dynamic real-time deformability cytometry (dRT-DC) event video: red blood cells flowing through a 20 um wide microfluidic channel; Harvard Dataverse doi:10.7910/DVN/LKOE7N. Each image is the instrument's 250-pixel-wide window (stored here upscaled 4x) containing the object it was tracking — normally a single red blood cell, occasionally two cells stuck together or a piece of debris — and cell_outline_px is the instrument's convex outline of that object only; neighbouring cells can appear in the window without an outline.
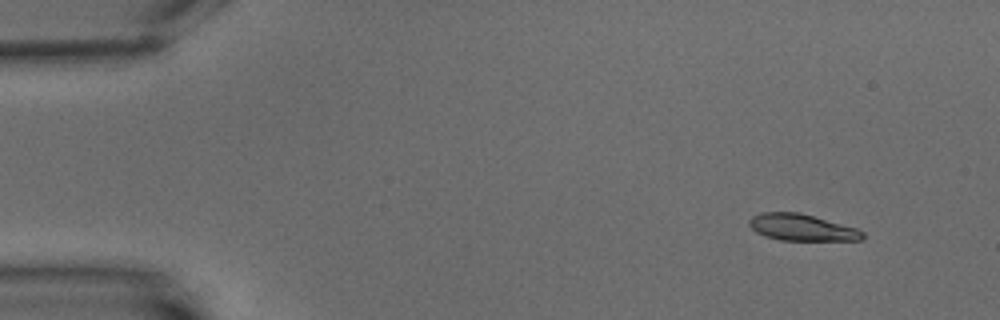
{"species": "common noctule bat (a hibernating species)", "species_latin": "Nyctalus noctula", "temperature_condition": "warm", "stored_images_in_passage": 4, "camera_frame_rate_fps": 3000, "um_per_image_px": 0.085, "animal": {"sex": "male", "body_mass_g": 15.6}, "frame": {"image": 1, "passage_image": 1, "time_ms": 0.0, "image_size_px": [1000, 320], "cell_outline_px": [[864, 236], [860, 240], [780, 240], [764, 236], [756, 232], [748, 224], [748, 220], [752, 216], [760, 212], [800, 212], [856, 228], [864, 232]], "centroid_in_image_um": [68.11, 19.32], "position_along_channel_um": 16.9, "area_um2": 17.57}}